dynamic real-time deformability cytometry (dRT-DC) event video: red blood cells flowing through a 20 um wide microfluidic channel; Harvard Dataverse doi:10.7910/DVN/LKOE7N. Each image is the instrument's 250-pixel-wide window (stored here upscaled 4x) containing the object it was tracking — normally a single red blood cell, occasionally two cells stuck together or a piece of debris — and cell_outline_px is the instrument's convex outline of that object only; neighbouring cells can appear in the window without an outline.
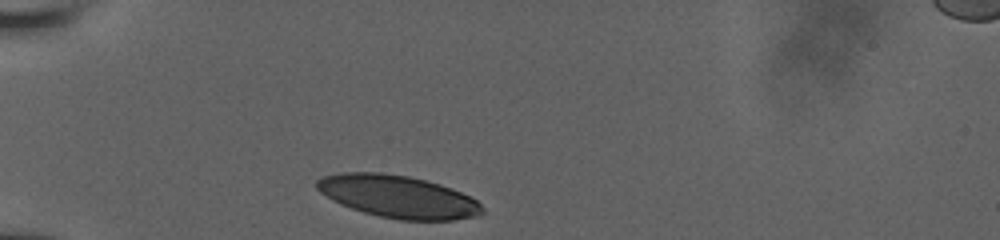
{"species": "human", "species_latin": "Homo sapiens", "temperature_condition": "room temperature", "stored_images_in_passage": 8, "camera_frame_rate_fps": 3000, "um_per_image_px": 0.085, "donor": {"sex": "male"}, "frame": {"image": 1, "passage_image": 1, "time_ms": 0.0, "image_size_px": [1000, 240], "cell_outline_px": [[484, 212], [480, 216], [452, 220], [400, 220], [380, 216], [364, 212], [340, 204], [332, 200], [320, 192], [316, 188], [316, 180], [324, 176], [344, 172], [380, 172], [408, 176], [440, 184], [452, 188], [476, 200], [484, 208]], "centroid_in_image_um": [33.84, 16.71], "position_along_channel_um": 51.2, "area_um2": 40.86}}